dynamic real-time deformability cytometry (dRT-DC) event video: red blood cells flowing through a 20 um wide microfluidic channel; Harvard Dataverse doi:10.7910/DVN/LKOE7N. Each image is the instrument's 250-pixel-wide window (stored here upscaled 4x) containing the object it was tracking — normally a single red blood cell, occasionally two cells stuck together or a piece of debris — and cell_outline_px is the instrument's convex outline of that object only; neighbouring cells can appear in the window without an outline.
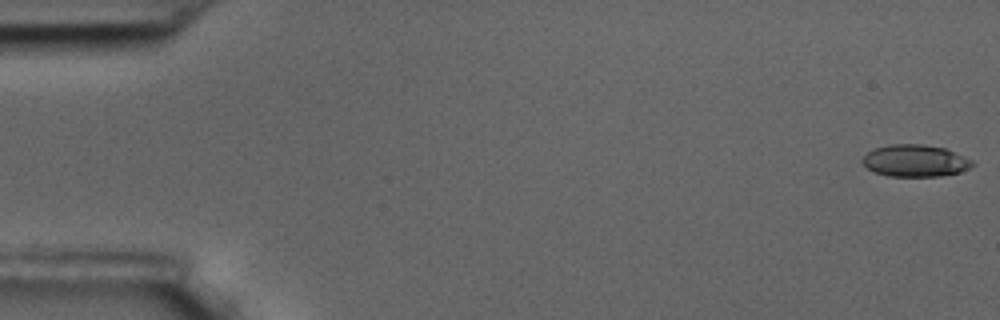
{"species": "common noctule bat (a hibernating species)", "species_latin": "Nyctalus noctula", "temperature_condition": "room temperature", "stored_images_in_passage": 10, "camera_frame_rate_fps": 3000, "um_per_image_px": 0.085, "animal": {"sex": "male", "body_mass_g": 17.5, "forearm_length_mm": 52.3}, "frame": {"image": 1, "passage_image": 1, "time_ms": 0.0, "image_size_px": [1000, 320], "cell_outline_px": [[976, 164], [960, 172], [940, 176], [888, 176], [876, 172], [868, 168], [860, 160], [868, 152], [876, 148], [888, 144], [920, 144], [944, 148], [972, 160]], "centroid_in_image_um": [77.78, 13.66], "position_along_channel_um": 7.2, "area_um2": 20.29}}